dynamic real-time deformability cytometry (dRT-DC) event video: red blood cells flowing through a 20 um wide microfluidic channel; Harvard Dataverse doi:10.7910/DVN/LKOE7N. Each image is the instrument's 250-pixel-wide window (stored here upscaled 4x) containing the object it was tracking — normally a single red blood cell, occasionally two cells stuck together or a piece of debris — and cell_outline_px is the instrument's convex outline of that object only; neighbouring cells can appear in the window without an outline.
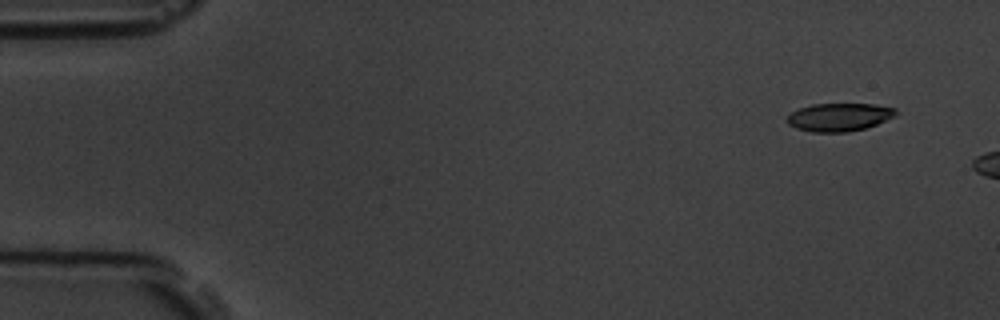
{"species": "common noctule bat (a hibernating species)", "species_latin": "Nyctalus noctula", "temperature_condition": "room temperature", "stored_images_in_passage": 3, "camera_frame_rate_fps": 3000, "um_per_image_px": 0.085, "animal": {"sex": "male", "body_mass_g": 19.5, "forearm_length_mm": 54.6}, "frame": {"image": 1, "passage_image": 1, "time_ms": 0.0, "image_size_px": [1000, 320], "cell_outline_px": [[896, 116], [876, 124], [864, 128], [848, 132], [812, 132], [796, 128], [788, 124], [784, 120], [792, 112], [800, 108], [812, 104], [872, 104], [896, 108]], "centroid_in_image_um": [71.31, 9.96], "position_along_channel_um": 13.7, "area_um2": 17.74}}